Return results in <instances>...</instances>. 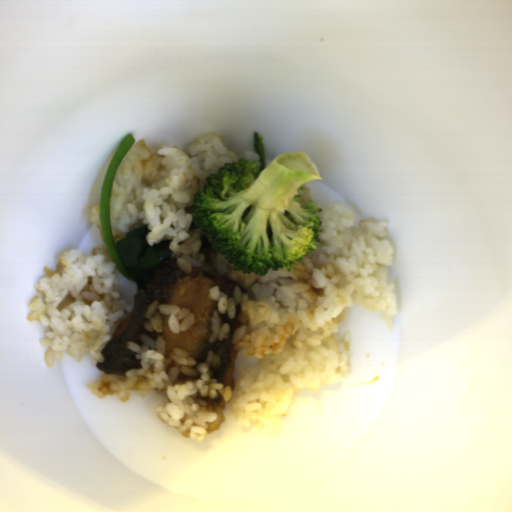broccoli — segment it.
Returning a JSON list of instances; mask_svg holds the SVG:
<instances>
[{
  "label": "broccoli",
  "instance_id": "obj_1",
  "mask_svg": "<svg viewBox=\"0 0 512 512\" xmlns=\"http://www.w3.org/2000/svg\"><path fill=\"white\" fill-rule=\"evenodd\" d=\"M316 180L320 170L305 152L281 153L263 170L257 159L224 163L194 194L193 223L233 271L292 272L321 242L324 208L303 204L300 193Z\"/></svg>",
  "mask_w": 512,
  "mask_h": 512
}]
</instances>
